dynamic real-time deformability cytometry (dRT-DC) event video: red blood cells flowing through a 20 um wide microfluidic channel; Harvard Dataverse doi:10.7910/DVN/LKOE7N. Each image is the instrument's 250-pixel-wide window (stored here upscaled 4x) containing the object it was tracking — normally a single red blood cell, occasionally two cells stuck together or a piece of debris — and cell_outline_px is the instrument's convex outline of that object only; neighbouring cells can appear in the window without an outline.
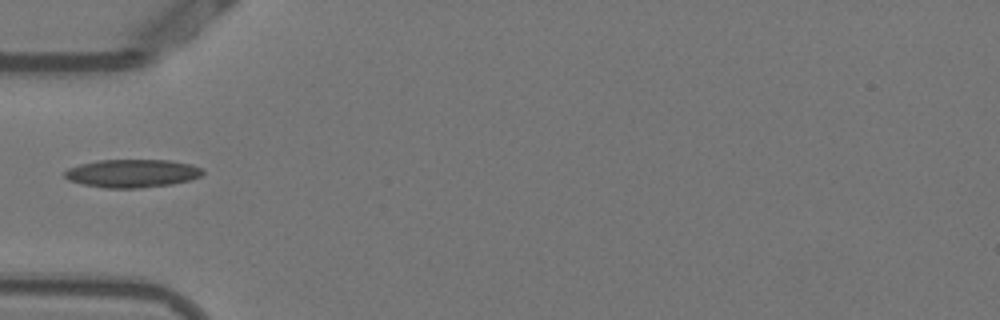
{"species": "Egyptian fruit bat (a non-hibernating species)", "species_latin": "Rousettus aegyptiacus", "temperature_condition": "warm", "stored_images_in_passage": 36, "camera_frame_rate_fps": 3000, "um_per_image_px": 0.085, "animal": {"sex": "female"}, "frame": {"image": 1, "passage_image": 1, "time_ms": 0.0, "image_size_px": [1000, 320], "cell_outline_px": [[204, 172], [200, 176], [192, 180], [172, 184], [140, 188], [104, 188], [84, 184], [68, 180], [64, 176], [64, 172], [68, 168], [80, 164], [100, 160], [168, 160], [192, 164], [200, 168]], "centroid_in_image_um": [11.24, 14.74], "position_along_channel_um": 73.8, "area_um2": 22.66}}
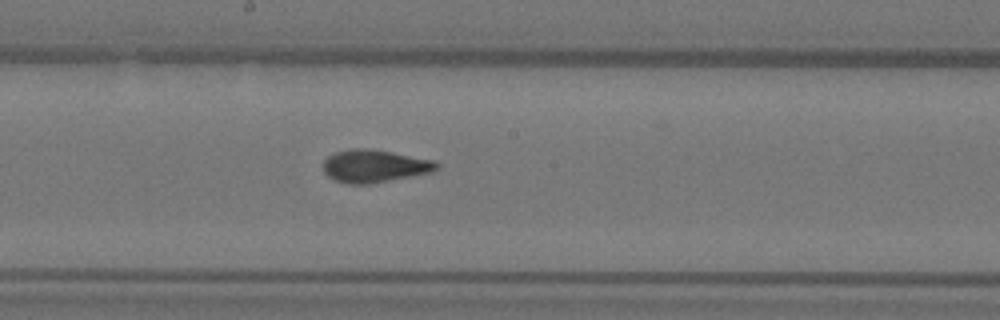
{"frame": {"image": 2, "passage_image": 12, "time_ms": 3.667, "image_size_px": [1000, 320], "cell_outline_px": [[440, 168], [432, 172], [368, 184], [348, 184], [336, 180], [328, 176], [324, 172], [324, 160], [328, 156], [336, 152], [352, 148], [368, 148], [392, 152], [432, 160], [440, 164]], "centroid_in_image_um": [31.83, 14.11], "position_along_channel_um": 216.4, "area_um2": 21.44}}
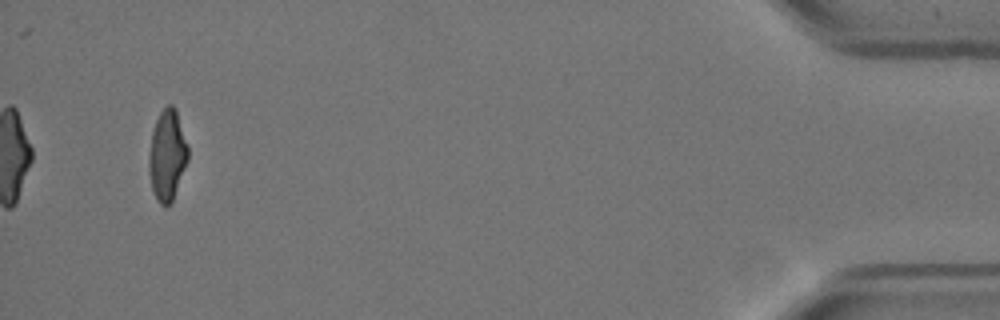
{"frame": {"image": 3, "passage_image": 34, "time_ms": 11.0, "image_size_px": [1000, 320], "cell_outline_px": [[188, 160], [172, 204], [164, 208], [156, 200], [152, 188], [148, 164], [148, 156], [152, 132], [156, 120], [160, 112], [168, 104], [172, 104], [176, 108], [188, 144]], "centroid_in_image_um": [14.23, 13.22], "position_along_channel_um": 421.0, "area_um2": 21.04}}